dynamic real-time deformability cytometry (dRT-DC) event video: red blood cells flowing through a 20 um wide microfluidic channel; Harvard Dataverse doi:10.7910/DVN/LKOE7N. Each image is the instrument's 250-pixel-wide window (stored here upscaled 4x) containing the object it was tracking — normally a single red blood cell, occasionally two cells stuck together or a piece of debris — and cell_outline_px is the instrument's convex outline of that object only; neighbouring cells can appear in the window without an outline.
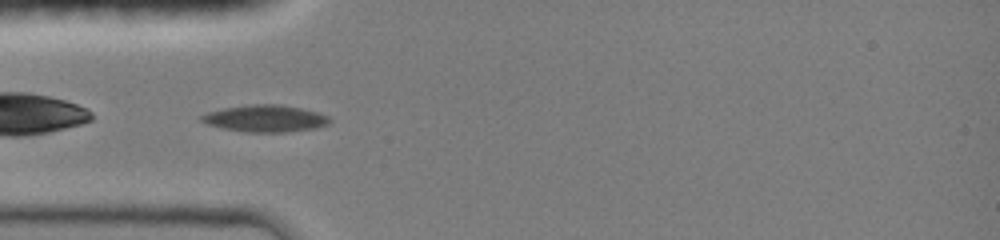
{"species": "common noctule bat (a hibernating species)", "species_latin": "Nyctalus noctula", "temperature_condition": "room temperature", "stored_images_in_passage": 30, "camera_frame_rate_fps": 3000, "um_per_image_px": 0.085, "animal": {"sex": "female", "body_mass_g": 19.0, "forearm_length_mm": 51.5}, "frame": {"image": 1, "passage_image": 1, "time_ms": 0.0, "image_size_px": [1000, 240], "cell_outline_px": [[332, 120], [328, 124], [312, 128], [284, 132], [244, 132], [224, 128], [208, 124], [200, 120], [200, 116], [208, 112], [224, 108], [252, 104], [280, 104], [300, 108], [316, 112], [328, 116]], "centroid_in_image_um": [22.53, 10.06], "position_along_channel_um": 62.5, "area_um2": 19.83}}
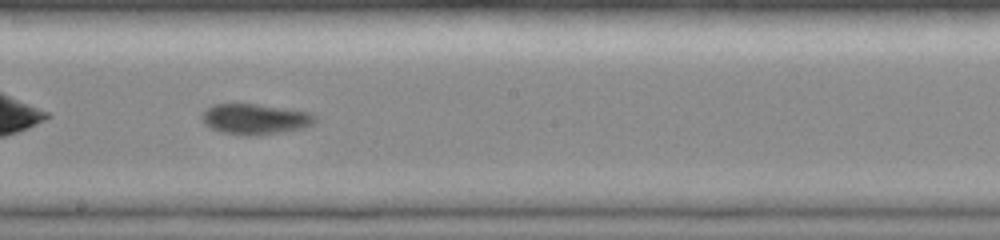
{"frame": {"image": 2, "passage_image": 13, "time_ms": 4.0, "image_size_px": [1000, 240], "cell_outline_px": [[316, 120], [312, 124], [300, 128], [280, 132], [256, 136], [244, 136], [224, 132], [212, 128], [204, 124], [200, 116], [200, 112], [212, 104], [256, 104], [312, 112], [316, 116]], "centroid_in_image_um": [21.64, 10.11], "position_along_channel_um": 226.6, "area_um2": 20.23}}
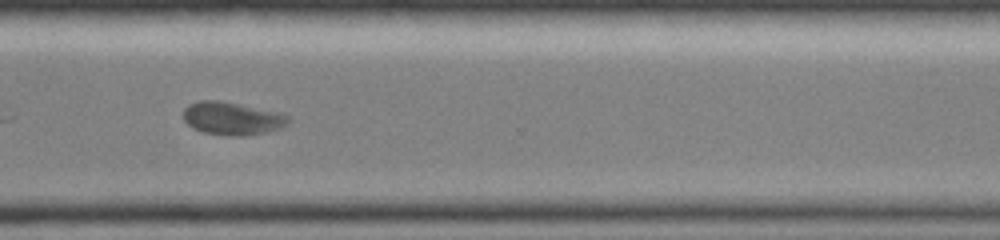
{"frame": {"image": 3, "passage_image": 22, "time_ms": 7.0, "image_size_px": [1000, 240], "cell_outline_px": [[292, 120], [284, 128], [244, 136], [228, 136], [204, 132], [192, 128], [184, 120], [184, 108], [188, 104], [200, 100], [220, 100], [280, 112], [288, 116]], "centroid_in_image_um": [19.76, 10.06], "position_along_channel_um": 350.8, "area_um2": 20.4}, "authors_computed_cell_mechanics": {"area_um2": 19.941, "velocity_mm_per_s": 4.12, "shape_relaxation_time_tau1_ms": null, "shape_relaxation_time_tau2_ms": 1.5841, "deformation_change_tau1": null, "deformation_change_tau2": 0.0582}}